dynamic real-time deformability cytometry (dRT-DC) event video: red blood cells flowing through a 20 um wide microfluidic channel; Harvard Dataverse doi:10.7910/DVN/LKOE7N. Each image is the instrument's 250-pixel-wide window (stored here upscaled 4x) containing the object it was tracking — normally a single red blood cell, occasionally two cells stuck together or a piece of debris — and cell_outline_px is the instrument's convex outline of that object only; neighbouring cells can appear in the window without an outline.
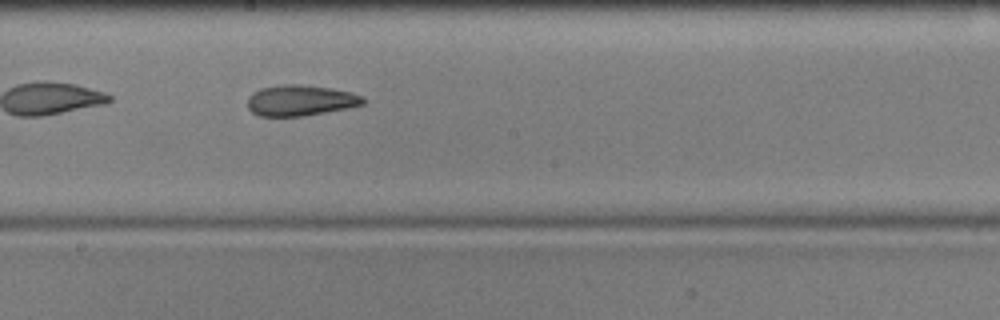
{"species": "common noctule bat (a hibernating species)", "species_latin": "Nyctalus noctula", "temperature_condition": "cold", "stored_images_in_passage": 30, "camera_frame_rate_fps": 3000, "um_per_image_px": 0.085, "animal": {"sex": "male", "body_mass_g": 17.9, "forearm_length_mm": 54.2}, "frame": {"image": 1, "passage_image": 13, "time_ms": 4.0, "image_size_px": [1000, 320], "cell_outline_px": [[364, 104], [304, 116], [260, 116], [252, 112], [248, 108], [248, 96], [252, 92], [260, 88], [280, 84], [300, 84], [332, 88], [352, 92], [364, 96]], "centroid_in_image_um": [25.51, 8.52], "position_along_channel_um": 222.7, "area_um2": 20.81}}
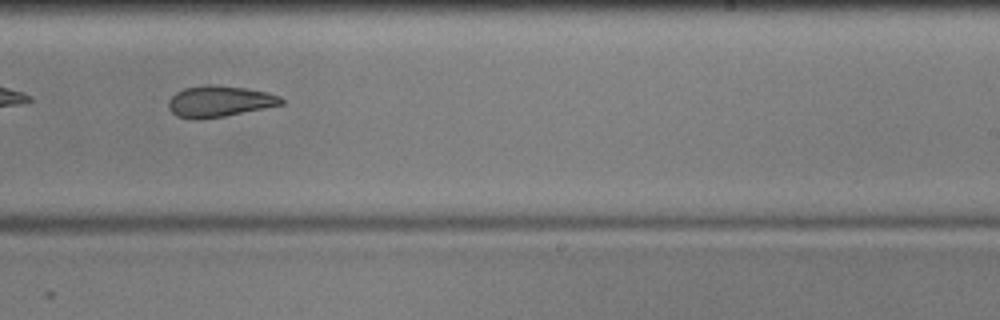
{"frame": {"image": 2, "passage_image": 17, "time_ms": 5.333, "image_size_px": [1000, 320], "cell_outline_px": [[284, 104], [224, 116], [200, 120], [192, 120], [176, 116], [168, 108], [168, 100], [176, 92], [184, 88], [204, 84], [212, 84], [244, 88], [268, 92], [280, 96], [284, 100]], "centroid_in_image_um": [18.61, 8.62], "position_along_channel_um": 270.4, "area_um2": 20.69}}